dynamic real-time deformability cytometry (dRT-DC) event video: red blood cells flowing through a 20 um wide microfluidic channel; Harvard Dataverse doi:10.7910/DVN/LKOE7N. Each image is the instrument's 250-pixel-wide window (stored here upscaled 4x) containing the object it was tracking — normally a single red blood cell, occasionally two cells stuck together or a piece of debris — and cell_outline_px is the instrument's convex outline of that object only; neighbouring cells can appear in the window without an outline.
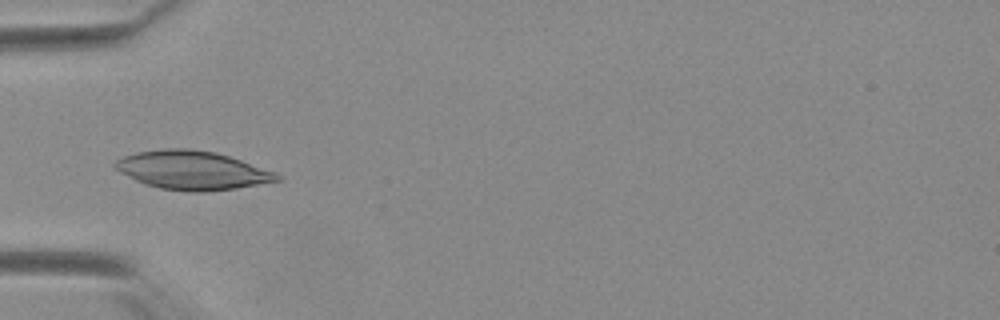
{"species": "Egyptian fruit bat (a non-hibernating species)", "species_latin": "Rousettus aegyptiacus", "temperature_condition": "warm", "stored_images_in_passage": 36, "camera_frame_rate_fps": 3000, "um_per_image_px": 0.085, "animal": {"sex": "female"}, "frame": {"image": 1, "passage_image": 1, "time_ms": 0.0, "image_size_px": [1000, 320], "cell_outline_px": [[280, 180], [236, 188], [204, 192], [188, 192], [160, 188], [144, 184], [120, 172], [112, 164], [116, 160], [124, 156], [136, 152], [164, 148], [192, 148], [216, 152], [276, 172], [280, 176]], "centroid_in_image_um": [16.31, 14.47], "position_along_channel_um": 68.7, "area_um2": 36.41}}
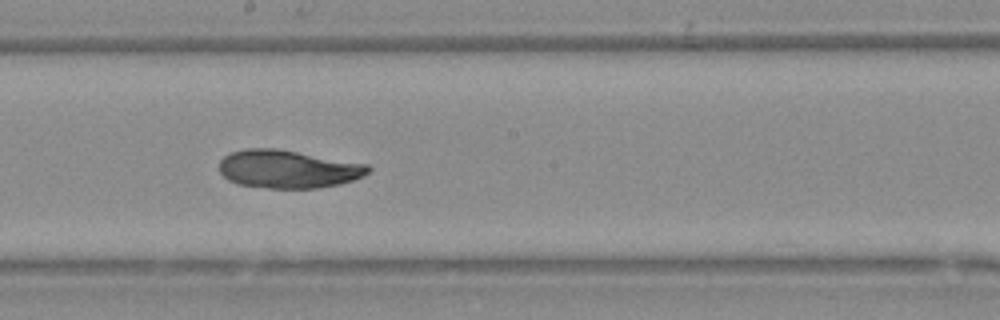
{"frame": {"image": 2, "passage_image": 13, "time_ms": 4.0, "image_size_px": [1000, 320], "cell_outline_px": [[372, 168], [364, 176], [340, 184], [316, 188], [268, 188], [236, 184], [228, 180], [220, 172], [220, 160], [224, 156], [232, 152], [244, 148], [276, 148], [368, 164]], "centroid_in_image_um": [24.47, 14.37], "position_along_channel_um": 223.7, "area_um2": 33.12}}
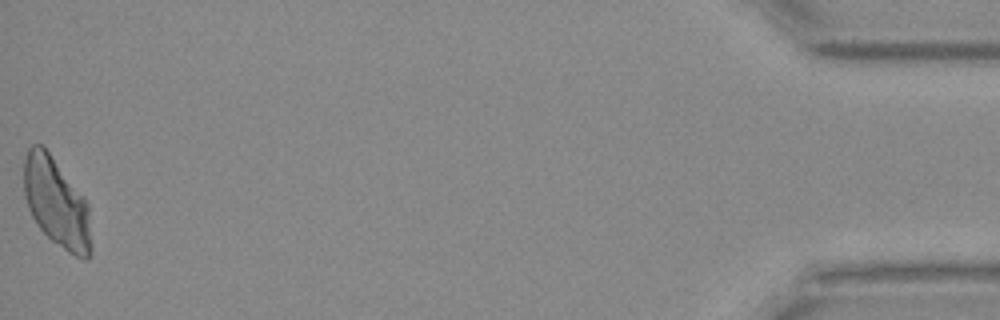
{"frame": {"image": 3, "passage_image": 36, "time_ms": 11.667, "image_size_px": [1000, 320], "cell_outline_px": [[92, 252], [88, 260], [84, 260], [68, 252], [52, 240], [40, 228], [32, 216], [28, 208], [24, 196], [24, 160], [28, 148], [32, 144], [40, 144], [48, 152], [84, 196], [88, 204], [92, 248]], "centroid_in_image_um": [4.82, 17.26], "position_along_channel_um": 430.4, "area_um2": 34.91}}